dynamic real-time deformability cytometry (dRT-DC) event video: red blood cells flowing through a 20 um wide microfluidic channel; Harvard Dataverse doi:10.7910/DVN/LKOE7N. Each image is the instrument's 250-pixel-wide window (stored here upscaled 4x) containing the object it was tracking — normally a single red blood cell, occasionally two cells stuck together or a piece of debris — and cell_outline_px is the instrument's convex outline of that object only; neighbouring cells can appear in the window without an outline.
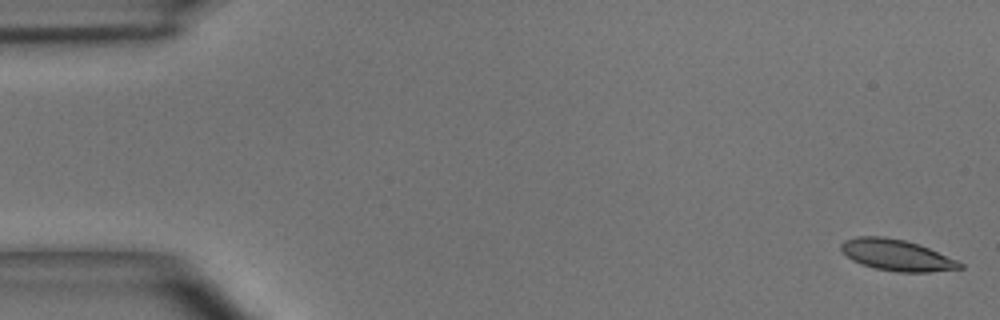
{"species": "common noctule bat (a hibernating species)", "species_latin": "Nyctalus noctula", "temperature_condition": "room temperature", "stored_images_in_passage": 8, "camera_frame_rate_fps": 3000, "um_per_image_px": 0.085, "animal": {"sex": "male", "body_mass_g": 15.6}, "frame": {"image": 1, "passage_image": 1, "time_ms": 0.0, "image_size_px": [1000, 320], "cell_outline_px": [[964, 268], [928, 272], [896, 272], [876, 268], [860, 264], [852, 260], [840, 248], [840, 244], [844, 240], [856, 236], [884, 236], [904, 240], [920, 244], [956, 260], [964, 264]], "centroid_in_image_um": [76.21, 21.68], "position_along_channel_um": 8.8, "area_um2": 21.62}}
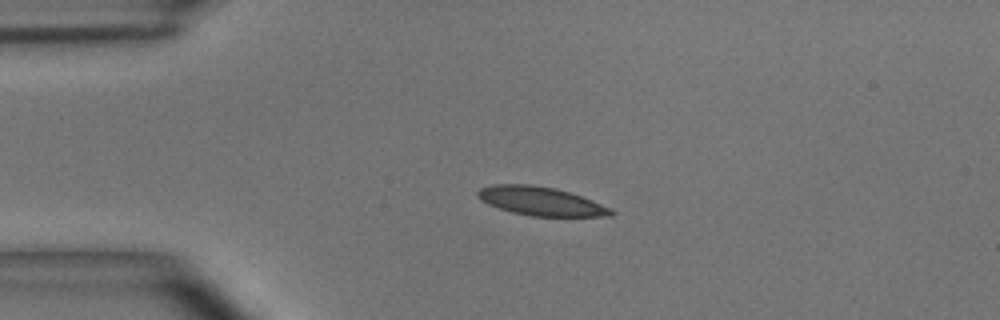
{"frame": {"image": 2, "passage_image": 4, "time_ms": 1.0, "image_size_px": [1000, 320], "cell_outline_px": [[616, 212], [612, 216], [532, 216], [512, 212], [488, 204], [480, 200], [476, 196], [476, 192], [480, 188], [492, 184], [532, 184], [556, 188], [592, 200], [612, 208]], "centroid_in_image_um": [45.96, 17.09], "position_along_channel_um": 39.0, "area_um2": 22.37}}
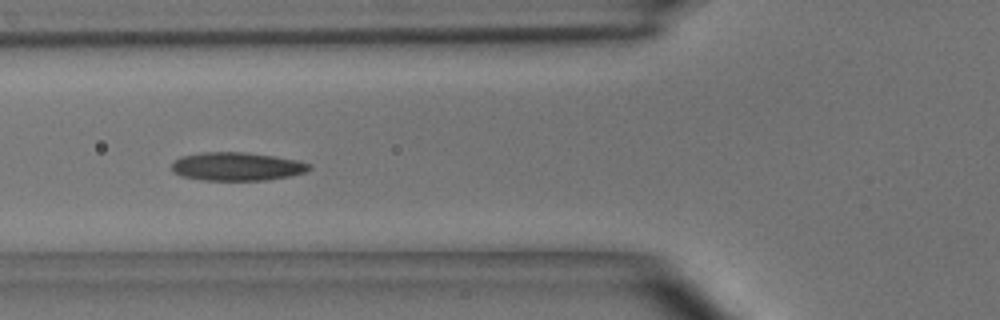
{"frame": {"image": 3, "passage_image": 6, "time_ms": 1.667, "image_size_px": [1000, 320], "cell_outline_px": [[312, 168], [308, 172], [268, 180], [204, 180], [180, 176], [172, 172], [172, 160], [180, 156], [200, 152], [244, 152], [300, 160], [312, 164]], "centroid_in_image_um": [20.13, 14.15], "position_along_channel_um": 105.7, "area_um2": 23.06}}